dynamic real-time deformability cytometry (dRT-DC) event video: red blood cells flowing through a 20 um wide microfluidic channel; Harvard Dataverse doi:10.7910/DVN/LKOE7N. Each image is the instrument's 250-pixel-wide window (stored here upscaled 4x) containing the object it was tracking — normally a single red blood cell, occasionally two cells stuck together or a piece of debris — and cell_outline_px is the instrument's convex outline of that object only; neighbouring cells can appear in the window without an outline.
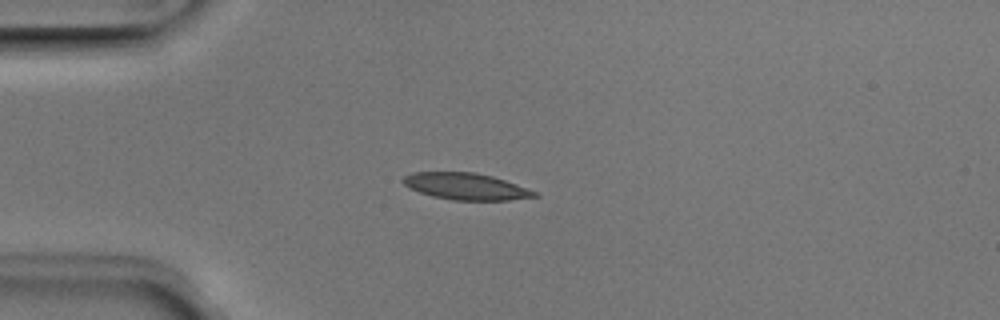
{"species": "Egyptian fruit bat (a non-hibernating species)", "species_latin": "Rousettus aegyptiacus", "temperature_condition": "room temperature", "stored_images_in_passage": 3, "camera_frame_rate_fps": 3000, "um_per_image_px": 0.085, "animal": {"sex": "male"}, "frame": {"image": 1, "passage_image": 1, "time_ms": 0.0, "image_size_px": [1000, 320], "cell_outline_px": [[540, 196], [508, 200], [452, 200], [432, 196], [408, 188], [400, 180], [404, 176], [412, 172], [476, 172], [492, 176], [540, 192]], "centroid_in_image_um": [39.61, 15.84], "position_along_channel_um": 45.4, "area_um2": 20.58}}
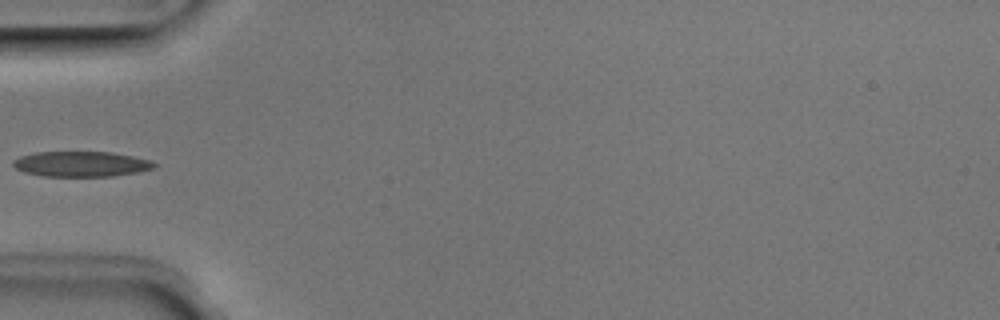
{"frame": {"image": 2, "passage_image": 2, "time_ms": 0.333, "image_size_px": [1000, 320], "cell_outline_px": [[156, 164], [152, 168], [136, 172], [112, 176], [44, 176], [24, 172], [16, 168], [12, 164], [12, 160], [20, 156], [36, 152], [112, 152], [152, 160]], "centroid_in_image_um": [6.87, 13.93], "position_along_channel_um": 78.1, "area_um2": 20.69}}